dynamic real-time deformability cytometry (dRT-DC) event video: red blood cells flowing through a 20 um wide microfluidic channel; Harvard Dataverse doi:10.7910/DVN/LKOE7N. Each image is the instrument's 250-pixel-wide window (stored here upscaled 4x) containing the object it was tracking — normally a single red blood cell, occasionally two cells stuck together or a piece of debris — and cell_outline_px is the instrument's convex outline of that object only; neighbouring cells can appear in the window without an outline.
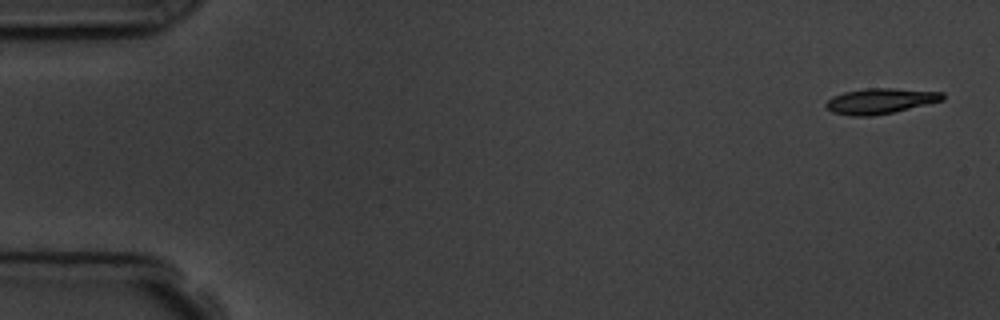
{"species": "common noctule bat (a hibernating species)", "species_latin": "Nyctalus noctula", "temperature_condition": "room temperature", "stored_images_in_passage": 5, "camera_frame_rate_fps": 3000, "um_per_image_px": 0.085, "animal": {"sex": "male", "body_mass_g": 19.5, "forearm_length_mm": 54.6}, "frame": {"image": 1, "passage_image": 1, "time_ms": 0.0, "image_size_px": [1000, 320], "cell_outline_px": [[944, 100], [892, 112], [872, 116], [852, 116], [832, 112], [824, 104], [832, 96], [844, 92], [868, 88], [892, 88], [944, 92]], "centroid_in_image_um": [74.81, 8.58], "position_along_channel_um": 10.2, "area_um2": 17.17}}